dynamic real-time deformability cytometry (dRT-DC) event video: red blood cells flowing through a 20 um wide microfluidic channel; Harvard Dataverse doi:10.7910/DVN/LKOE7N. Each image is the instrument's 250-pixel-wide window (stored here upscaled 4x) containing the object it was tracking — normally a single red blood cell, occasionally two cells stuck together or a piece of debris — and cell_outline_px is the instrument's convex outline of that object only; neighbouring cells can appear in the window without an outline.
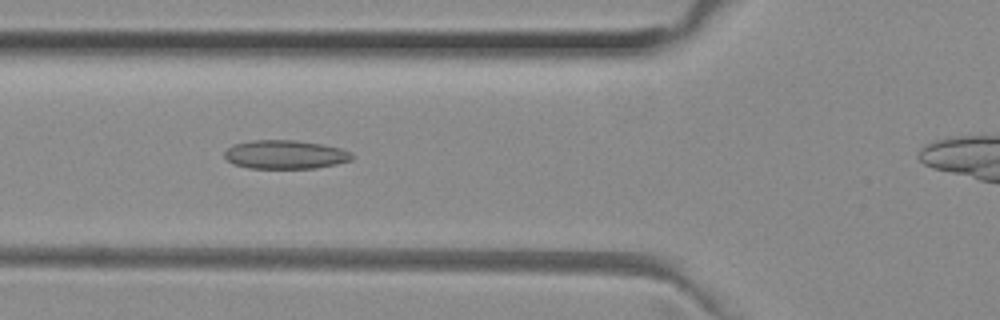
{"species": "common noctule bat (a hibernating species)", "species_latin": "Nyctalus noctula", "temperature_condition": "room temperature", "stored_images_in_passage": 45, "camera_frame_rate_fps": 3000, "um_per_image_px": 0.085, "animal": {"sex": "female", "body_mass_g": 29.2, "forearm_length_mm": 56.3}, "frame": {"image": 1, "passage_image": 19, "time_ms": 6.0, "image_size_px": [1000, 320], "cell_outline_px": [[352, 160], [336, 164], [316, 168], [248, 168], [232, 164], [224, 156], [224, 152], [232, 144], [252, 140], [296, 140], [320, 144], [340, 148], [348, 152], [352, 156]], "centroid_in_image_um": [24.19, 13.14], "position_along_channel_um": 101.6, "area_um2": 21.27}}
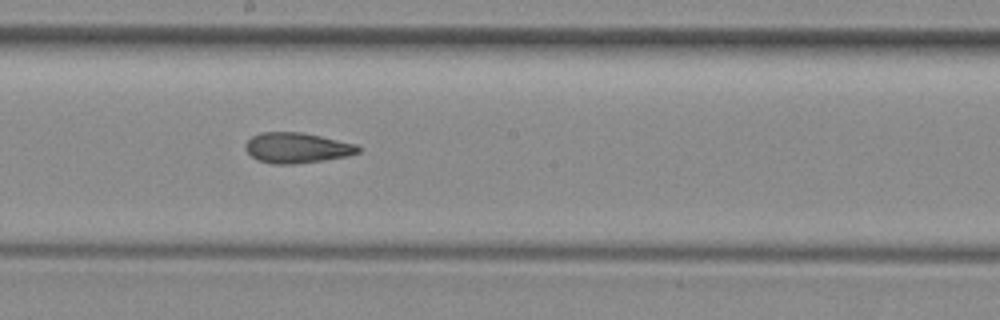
{"frame": {"image": 2, "passage_image": 28, "time_ms": 9.0, "image_size_px": [1000, 320], "cell_outline_px": [[360, 152], [348, 156], [324, 160], [296, 164], [272, 164], [256, 160], [244, 148], [244, 144], [252, 136], [260, 132], [300, 132], [320, 136], [356, 144], [360, 148]], "centroid_in_image_um": [25.21, 12.57], "position_along_channel_um": 223.0, "area_um2": 20.06}}
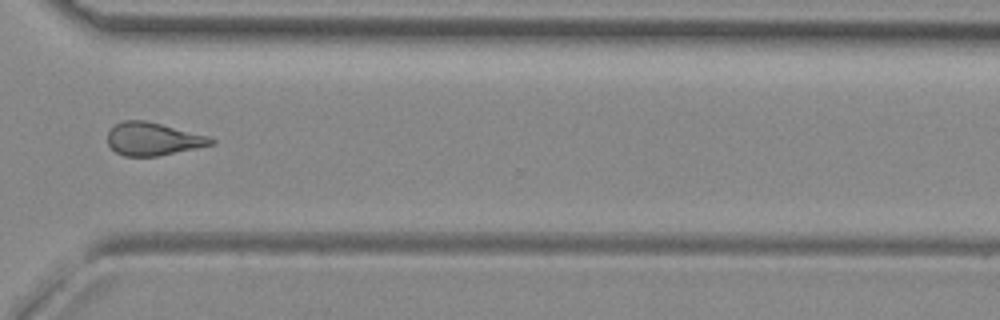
{"frame": {"image": 3, "passage_image": 38, "time_ms": 12.333, "image_size_px": [1000, 320], "cell_outline_px": [[216, 144], [156, 156], [124, 156], [116, 152], [108, 144], [108, 132], [116, 124], [124, 120], [144, 120], [208, 136], [216, 140]], "centroid_in_image_um": [13.01, 11.82], "position_along_channel_um": 357.6, "area_um2": 19.59}, "authors_computed_cell_mechanics": {"area_um2": 20.4034, "velocity_mm_per_s": 4.0357, "shape_relaxation_time_tau1_ms": null, "shape_relaxation_time_tau2_ms": 3.2157, "deformation_change_tau1": null, "deformation_change_tau2": 0.1277}}